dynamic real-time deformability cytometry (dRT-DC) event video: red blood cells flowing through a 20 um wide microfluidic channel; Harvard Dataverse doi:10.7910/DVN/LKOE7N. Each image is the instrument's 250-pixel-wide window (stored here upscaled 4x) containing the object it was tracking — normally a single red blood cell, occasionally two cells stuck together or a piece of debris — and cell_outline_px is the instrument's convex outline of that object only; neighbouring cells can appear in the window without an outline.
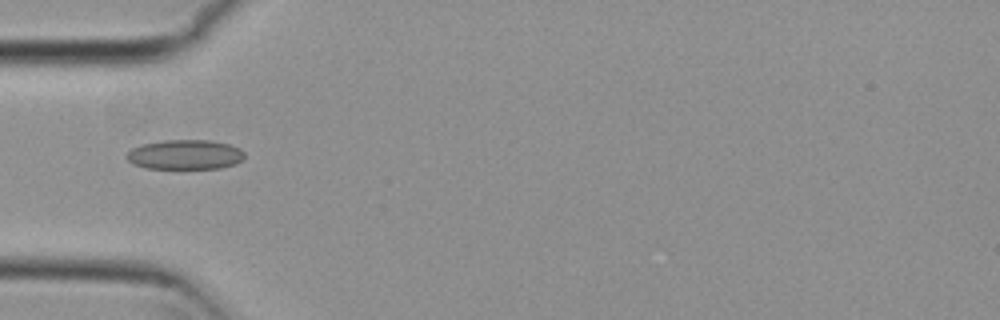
{"species": "common noctule bat (a hibernating species)", "species_latin": "Nyctalus noctula", "temperature_condition": "cold", "stored_images_in_passage": 3, "camera_frame_rate_fps": 3000, "um_per_image_px": 0.085, "animal": {"sex": "female", "body_mass_g": 29.2, "forearm_length_mm": 56.3}, "frame": {"image": 1, "passage_image": 2, "time_ms": 0.333, "image_size_px": [1000, 320], "cell_outline_px": [[244, 156], [236, 164], [220, 168], [144, 168], [132, 164], [124, 156], [132, 148], [140, 144], [164, 140], [208, 140], [228, 144], [240, 148], [244, 152]], "centroid_in_image_um": [15.69, 13.14], "position_along_channel_um": 69.3, "area_um2": 20.46}}
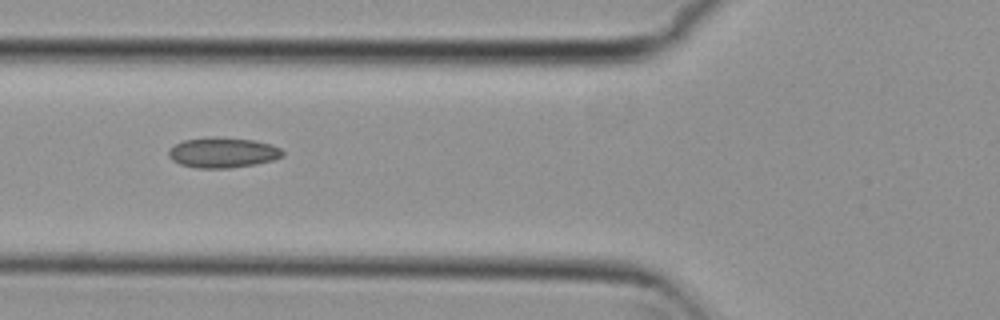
{"frame": {"image": 2, "passage_image": 3, "time_ms": 0.667, "image_size_px": [1000, 320], "cell_outline_px": [[284, 156], [272, 160], [256, 164], [232, 168], [196, 168], [180, 164], [172, 160], [168, 156], [168, 148], [184, 140], [216, 136], [256, 140], [272, 144], [280, 148], [284, 152]], "centroid_in_image_um": [18.95, 12.96], "position_along_channel_um": 106.9, "area_um2": 20.4}}